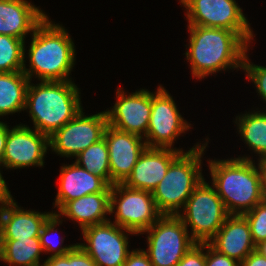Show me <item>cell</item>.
<instances>
[{
  "mask_svg": "<svg viewBox=\"0 0 266 266\" xmlns=\"http://www.w3.org/2000/svg\"><path fill=\"white\" fill-rule=\"evenodd\" d=\"M190 44L186 52L193 77L204 78L226 68H243L248 43L227 29L189 25Z\"/></svg>",
  "mask_w": 266,
  "mask_h": 266,
  "instance_id": "obj_1",
  "label": "cell"
},
{
  "mask_svg": "<svg viewBox=\"0 0 266 266\" xmlns=\"http://www.w3.org/2000/svg\"><path fill=\"white\" fill-rule=\"evenodd\" d=\"M46 16L34 29L29 49L30 67L23 73L31 81L33 73L41 81H70L75 46L68 32Z\"/></svg>",
  "mask_w": 266,
  "mask_h": 266,
  "instance_id": "obj_2",
  "label": "cell"
},
{
  "mask_svg": "<svg viewBox=\"0 0 266 266\" xmlns=\"http://www.w3.org/2000/svg\"><path fill=\"white\" fill-rule=\"evenodd\" d=\"M212 185L230 215H243L261 202V162L249 157L211 160ZM242 209V210H241Z\"/></svg>",
  "mask_w": 266,
  "mask_h": 266,
  "instance_id": "obj_3",
  "label": "cell"
},
{
  "mask_svg": "<svg viewBox=\"0 0 266 266\" xmlns=\"http://www.w3.org/2000/svg\"><path fill=\"white\" fill-rule=\"evenodd\" d=\"M30 83L25 109H29L34 128L40 133L50 137L83 110L79 90L71 80Z\"/></svg>",
  "mask_w": 266,
  "mask_h": 266,
  "instance_id": "obj_4",
  "label": "cell"
},
{
  "mask_svg": "<svg viewBox=\"0 0 266 266\" xmlns=\"http://www.w3.org/2000/svg\"><path fill=\"white\" fill-rule=\"evenodd\" d=\"M205 144L181 153L169 166L162 181L152 192L157 209L162 215H178L196 186L204 179L201 157Z\"/></svg>",
  "mask_w": 266,
  "mask_h": 266,
  "instance_id": "obj_5",
  "label": "cell"
},
{
  "mask_svg": "<svg viewBox=\"0 0 266 266\" xmlns=\"http://www.w3.org/2000/svg\"><path fill=\"white\" fill-rule=\"evenodd\" d=\"M183 210L185 214L178 217L186 227L191 226V237L196 243H208L230 216L214 186L204 179L187 199Z\"/></svg>",
  "mask_w": 266,
  "mask_h": 266,
  "instance_id": "obj_6",
  "label": "cell"
},
{
  "mask_svg": "<svg viewBox=\"0 0 266 266\" xmlns=\"http://www.w3.org/2000/svg\"><path fill=\"white\" fill-rule=\"evenodd\" d=\"M148 254L153 266H177L196 242L178 215H162L146 231Z\"/></svg>",
  "mask_w": 266,
  "mask_h": 266,
  "instance_id": "obj_7",
  "label": "cell"
},
{
  "mask_svg": "<svg viewBox=\"0 0 266 266\" xmlns=\"http://www.w3.org/2000/svg\"><path fill=\"white\" fill-rule=\"evenodd\" d=\"M115 209L114 224L136 235L143 234L162 216L151 192L131 189L122 183L111 186L110 214Z\"/></svg>",
  "mask_w": 266,
  "mask_h": 266,
  "instance_id": "obj_8",
  "label": "cell"
},
{
  "mask_svg": "<svg viewBox=\"0 0 266 266\" xmlns=\"http://www.w3.org/2000/svg\"><path fill=\"white\" fill-rule=\"evenodd\" d=\"M186 10L189 25L227 29L237 32L246 42L253 31L235 0H180Z\"/></svg>",
  "mask_w": 266,
  "mask_h": 266,
  "instance_id": "obj_9",
  "label": "cell"
},
{
  "mask_svg": "<svg viewBox=\"0 0 266 266\" xmlns=\"http://www.w3.org/2000/svg\"><path fill=\"white\" fill-rule=\"evenodd\" d=\"M107 125L106 111L84 116L81 110L49 137V145L54 152L62 156L76 157L90 145L104 138Z\"/></svg>",
  "mask_w": 266,
  "mask_h": 266,
  "instance_id": "obj_10",
  "label": "cell"
},
{
  "mask_svg": "<svg viewBox=\"0 0 266 266\" xmlns=\"http://www.w3.org/2000/svg\"><path fill=\"white\" fill-rule=\"evenodd\" d=\"M124 232L135 234L111 221L91 225L82 229L83 239L87 244L79 246L93 259L96 266H123L131 252Z\"/></svg>",
  "mask_w": 266,
  "mask_h": 266,
  "instance_id": "obj_11",
  "label": "cell"
},
{
  "mask_svg": "<svg viewBox=\"0 0 266 266\" xmlns=\"http://www.w3.org/2000/svg\"><path fill=\"white\" fill-rule=\"evenodd\" d=\"M170 94L159 86L156 93H151V116L145 136L148 148H171L175 138L190 129Z\"/></svg>",
  "mask_w": 266,
  "mask_h": 266,
  "instance_id": "obj_12",
  "label": "cell"
},
{
  "mask_svg": "<svg viewBox=\"0 0 266 266\" xmlns=\"http://www.w3.org/2000/svg\"><path fill=\"white\" fill-rule=\"evenodd\" d=\"M49 136L32 130L27 125L8 129L4 156V167L20 169L26 166H43L44 156L49 147Z\"/></svg>",
  "mask_w": 266,
  "mask_h": 266,
  "instance_id": "obj_13",
  "label": "cell"
},
{
  "mask_svg": "<svg viewBox=\"0 0 266 266\" xmlns=\"http://www.w3.org/2000/svg\"><path fill=\"white\" fill-rule=\"evenodd\" d=\"M119 89L118 100L112 110L106 111L108 124L121 131L145 137L151 116V92L142 89L125 95Z\"/></svg>",
  "mask_w": 266,
  "mask_h": 266,
  "instance_id": "obj_14",
  "label": "cell"
},
{
  "mask_svg": "<svg viewBox=\"0 0 266 266\" xmlns=\"http://www.w3.org/2000/svg\"><path fill=\"white\" fill-rule=\"evenodd\" d=\"M104 138L108 147L110 177L114 183H123L131 174L140 155L147 148L138 135L107 125Z\"/></svg>",
  "mask_w": 266,
  "mask_h": 266,
  "instance_id": "obj_15",
  "label": "cell"
},
{
  "mask_svg": "<svg viewBox=\"0 0 266 266\" xmlns=\"http://www.w3.org/2000/svg\"><path fill=\"white\" fill-rule=\"evenodd\" d=\"M174 149L147 147L122 184L131 189L152 193L164 178L170 164L183 153L181 149Z\"/></svg>",
  "mask_w": 266,
  "mask_h": 266,
  "instance_id": "obj_16",
  "label": "cell"
},
{
  "mask_svg": "<svg viewBox=\"0 0 266 266\" xmlns=\"http://www.w3.org/2000/svg\"><path fill=\"white\" fill-rule=\"evenodd\" d=\"M208 244L239 263L256 249L249 223L243 215H230Z\"/></svg>",
  "mask_w": 266,
  "mask_h": 266,
  "instance_id": "obj_17",
  "label": "cell"
},
{
  "mask_svg": "<svg viewBox=\"0 0 266 266\" xmlns=\"http://www.w3.org/2000/svg\"><path fill=\"white\" fill-rule=\"evenodd\" d=\"M14 201L0 205V240L39 237L44 224L54 213L24 211Z\"/></svg>",
  "mask_w": 266,
  "mask_h": 266,
  "instance_id": "obj_18",
  "label": "cell"
},
{
  "mask_svg": "<svg viewBox=\"0 0 266 266\" xmlns=\"http://www.w3.org/2000/svg\"><path fill=\"white\" fill-rule=\"evenodd\" d=\"M99 192H111V186L74 162L61 168L60 185L54 205L60 210L73 199Z\"/></svg>",
  "mask_w": 266,
  "mask_h": 266,
  "instance_id": "obj_19",
  "label": "cell"
},
{
  "mask_svg": "<svg viewBox=\"0 0 266 266\" xmlns=\"http://www.w3.org/2000/svg\"><path fill=\"white\" fill-rule=\"evenodd\" d=\"M46 16L26 0H0V34L24 40Z\"/></svg>",
  "mask_w": 266,
  "mask_h": 266,
  "instance_id": "obj_20",
  "label": "cell"
},
{
  "mask_svg": "<svg viewBox=\"0 0 266 266\" xmlns=\"http://www.w3.org/2000/svg\"><path fill=\"white\" fill-rule=\"evenodd\" d=\"M111 192L87 194L83 197L67 202L60 210L58 216L65 215L79 222L81 230L91 225L110 221L105 214H110Z\"/></svg>",
  "mask_w": 266,
  "mask_h": 266,
  "instance_id": "obj_21",
  "label": "cell"
},
{
  "mask_svg": "<svg viewBox=\"0 0 266 266\" xmlns=\"http://www.w3.org/2000/svg\"><path fill=\"white\" fill-rule=\"evenodd\" d=\"M29 82L23 71L0 73V116L25 110Z\"/></svg>",
  "mask_w": 266,
  "mask_h": 266,
  "instance_id": "obj_22",
  "label": "cell"
},
{
  "mask_svg": "<svg viewBox=\"0 0 266 266\" xmlns=\"http://www.w3.org/2000/svg\"><path fill=\"white\" fill-rule=\"evenodd\" d=\"M42 251L39 237L0 240V260L10 266H43L39 264Z\"/></svg>",
  "mask_w": 266,
  "mask_h": 266,
  "instance_id": "obj_23",
  "label": "cell"
},
{
  "mask_svg": "<svg viewBox=\"0 0 266 266\" xmlns=\"http://www.w3.org/2000/svg\"><path fill=\"white\" fill-rule=\"evenodd\" d=\"M238 119L236 123L243 140L259 154L260 162L266 161V112L248 113Z\"/></svg>",
  "mask_w": 266,
  "mask_h": 266,
  "instance_id": "obj_24",
  "label": "cell"
},
{
  "mask_svg": "<svg viewBox=\"0 0 266 266\" xmlns=\"http://www.w3.org/2000/svg\"><path fill=\"white\" fill-rule=\"evenodd\" d=\"M76 158L75 162L79 166L101 177L109 186L115 184L110 177L109 153L105 138L90 145Z\"/></svg>",
  "mask_w": 266,
  "mask_h": 266,
  "instance_id": "obj_25",
  "label": "cell"
},
{
  "mask_svg": "<svg viewBox=\"0 0 266 266\" xmlns=\"http://www.w3.org/2000/svg\"><path fill=\"white\" fill-rule=\"evenodd\" d=\"M24 40L0 34V73L23 71Z\"/></svg>",
  "mask_w": 266,
  "mask_h": 266,
  "instance_id": "obj_26",
  "label": "cell"
},
{
  "mask_svg": "<svg viewBox=\"0 0 266 266\" xmlns=\"http://www.w3.org/2000/svg\"><path fill=\"white\" fill-rule=\"evenodd\" d=\"M249 223L253 242L257 246L266 240V205L258 203L250 211L243 214Z\"/></svg>",
  "mask_w": 266,
  "mask_h": 266,
  "instance_id": "obj_27",
  "label": "cell"
},
{
  "mask_svg": "<svg viewBox=\"0 0 266 266\" xmlns=\"http://www.w3.org/2000/svg\"><path fill=\"white\" fill-rule=\"evenodd\" d=\"M60 217L58 215H56V213H54L44 224L41 233L39 235V239H40V243H41V247L43 249L44 252H48V251H55L53 254H51V256H59V255H65L66 253L70 252L75 245H69L68 247H56V244L54 246V244L51 243L50 239L48 238V235L51 232H54L56 230L55 226L59 223H61L62 221H59ZM58 249V250H56Z\"/></svg>",
  "mask_w": 266,
  "mask_h": 266,
  "instance_id": "obj_28",
  "label": "cell"
},
{
  "mask_svg": "<svg viewBox=\"0 0 266 266\" xmlns=\"http://www.w3.org/2000/svg\"><path fill=\"white\" fill-rule=\"evenodd\" d=\"M242 69L246 71L247 78L254 82L259 95L266 102V67L250 64L245 54Z\"/></svg>",
  "mask_w": 266,
  "mask_h": 266,
  "instance_id": "obj_29",
  "label": "cell"
},
{
  "mask_svg": "<svg viewBox=\"0 0 266 266\" xmlns=\"http://www.w3.org/2000/svg\"><path fill=\"white\" fill-rule=\"evenodd\" d=\"M204 249H206V243H196L183 256L177 266H205L206 253L203 252Z\"/></svg>",
  "mask_w": 266,
  "mask_h": 266,
  "instance_id": "obj_30",
  "label": "cell"
},
{
  "mask_svg": "<svg viewBox=\"0 0 266 266\" xmlns=\"http://www.w3.org/2000/svg\"><path fill=\"white\" fill-rule=\"evenodd\" d=\"M206 264L205 266H240V263L235 259L229 258L226 255L220 254L206 243Z\"/></svg>",
  "mask_w": 266,
  "mask_h": 266,
  "instance_id": "obj_31",
  "label": "cell"
},
{
  "mask_svg": "<svg viewBox=\"0 0 266 266\" xmlns=\"http://www.w3.org/2000/svg\"><path fill=\"white\" fill-rule=\"evenodd\" d=\"M70 266H96V264L79 244H75L70 251Z\"/></svg>",
  "mask_w": 266,
  "mask_h": 266,
  "instance_id": "obj_32",
  "label": "cell"
},
{
  "mask_svg": "<svg viewBox=\"0 0 266 266\" xmlns=\"http://www.w3.org/2000/svg\"><path fill=\"white\" fill-rule=\"evenodd\" d=\"M123 266H153L148 254L144 250H132Z\"/></svg>",
  "mask_w": 266,
  "mask_h": 266,
  "instance_id": "obj_33",
  "label": "cell"
},
{
  "mask_svg": "<svg viewBox=\"0 0 266 266\" xmlns=\"http://www.w3.org/2000/svg\"><path fill=\"white\" fill-rule=\"evenodd\" d=\"M240 266H266V258L255 249L240 263Z\"/></svg>",
  "mask_w": 266,
  "mask_h": 266,
  "instance_id": "obj_34",
  "label": "cell"
},
{
  "mask_svg": "<svg viewBox=\"0 0 266 266\" xmlns=\"http://www.w3.org/2000/svg\"><path fill=\"white\" fill-rule=\"evenodd\" d=\"M43 266H70V252L65 255L50 256L42 264Z\"/></svg>",
  "mask_w": 266,
  "mask_h": 266,
  "instance_id": "obj_35",
  "label": "cell"
},
{
  "mask_svg": "<svg viewBox=\"0 0 266 266\" xmlns=\"http://www.w3.org/2000/svg\"><path fill=\"white\" fill-rule=\"evenodd\" d=\"M0 165H3V164L0 163ZM10 200H12V195L10 194V191L8 190L6 182L0 172V203L2 205L3 203L10 201Z\"/></svg>",
  "mask_w": 266,
  "mask_h": 266,
  "instance_id": "obj_36",
  "label": "cell"
},
{
  "mask_svg": "<svg viewBox=\"0 0 266 266\" xmlns=\"http://www.w3.org/2000/svg\"><path fill=\"white\" fill-rule=\"evenodd\" d=\"M8 129H9L8 126L0 121V163L4 156L5 144L8 136Z\"/></svg>",
  "mask_w": 266,
  "mask_h": 266,
  "instance_id": "obj_37",
  "label": "cell"
},
{
  "mask_svg": "<svg viewBox=\"0 0 266 266\" xmlns=\"http://www.w3.org/2000/svg\"><path fill=\"white\" fill-rule=\"evenodd\" d=\"M261 202L266 205V161L261 162Z\"/></svg>",
  "mask_w": 266,
  "mask_h": 266,
  "instance_id": "obj_38",
  "label": "cell"
},
{
  "mask_svg": "<svg viewBox=\"0 0 266 266\" xmlns=\"http://www.w3.org/2000/svg\"><path fill=\"white\" fill-rule=\"evenodd\" d=\"M256 250L266 258V240L256 246Z\"/></svg>",
  "mask_w": 266,
  "mask_h": 266,
  "instance_id": "obj_39",
  "label": "cell"
}]
</instances>
